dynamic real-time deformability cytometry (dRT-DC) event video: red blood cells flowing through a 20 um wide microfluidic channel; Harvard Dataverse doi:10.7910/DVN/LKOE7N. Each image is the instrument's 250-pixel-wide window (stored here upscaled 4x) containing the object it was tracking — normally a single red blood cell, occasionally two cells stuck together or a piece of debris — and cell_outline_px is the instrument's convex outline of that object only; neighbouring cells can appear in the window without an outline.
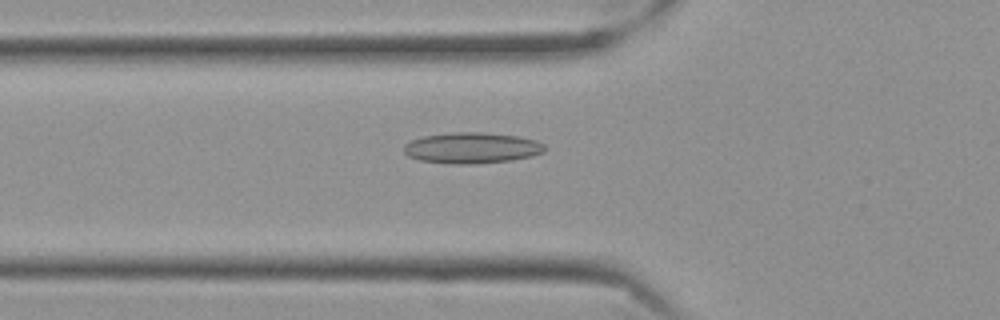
{"species": "Egyptian fruit bat (a non-hibernating species)", "species_latin": "Rousettus aegyptiacus", "temperature_condition": "cold", "stored_images_in_passage": 50, "camera_frame_rate_fps": 3000, "um_per_image_px": 0.085, "frame": {"image": 1, "passage_image": 13, "time_ms": 4.0, "image_size_px": [1000, 320], "cell_outline_px": [[548, 148], [544, 152], [532, 156], [512, 160], [476, 164], [452, 164], [420, 160], [408, 156], [404, 152], [404, 144], [412, 140], [424, 136], [452, 132], [480, 132], [520, 136], [536, 140], [544, 144]], "centroid_in_image_um": [40.15, 12.57], "position_along_channel_um": 85.7, "area_um2": 25.61}}
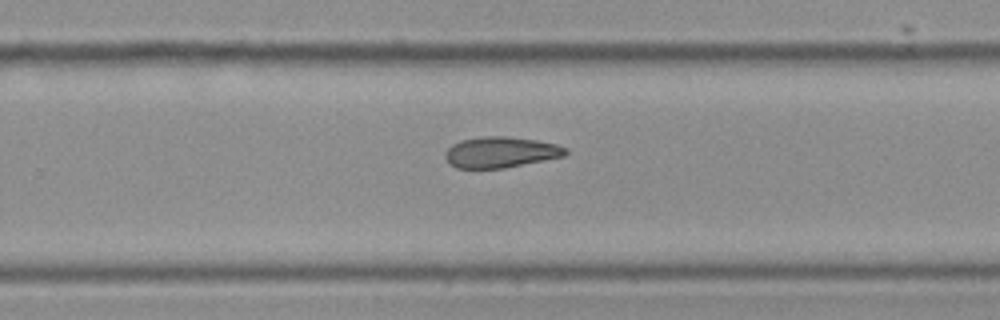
{"frame": {"image": 2, "passage_image": 30, "time_ms": 9.667, "image_size_px": [1000, 320], "cell_outline_px": [[568, 152], [564, 156], [504, 168], [456, 168], [444, 156], [444, 152], [452, 144], [460, 140], [484, 136], [508, 136], [536, 140], [556, 144], [568, 148]], "centroid_in_image_um": [42.56, 12.93], "position_along_channel_um": 287.2, "area_um2": 21.62}}
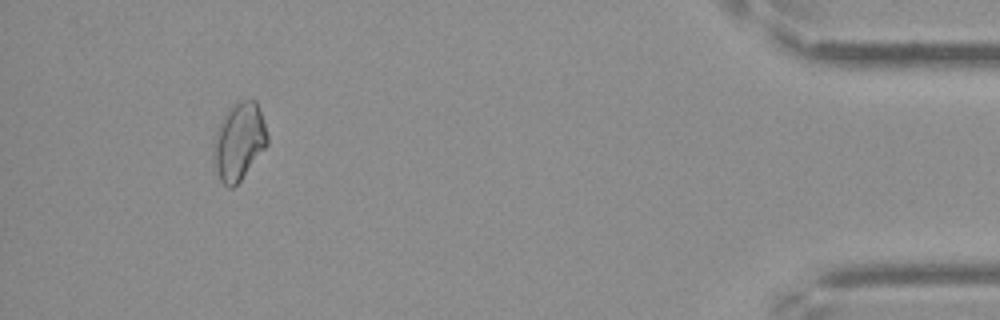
{"frame": {"image": 3, "passage_image": 46, "time_ms": 15.0, "image_size_px": [1000, 320], "cell_outline_px": [[268, 144], [240, 180], [232, 188], [228, 188], [220, 180], [212, 164], [212, 144], [220, 120], [232, 104], [240, 100], [256, 100], [268, 136]], "centroid_in_image_um": [20.26, 12.03], "position_along_channel_um": 414.9, "area_um2": 24.39}}